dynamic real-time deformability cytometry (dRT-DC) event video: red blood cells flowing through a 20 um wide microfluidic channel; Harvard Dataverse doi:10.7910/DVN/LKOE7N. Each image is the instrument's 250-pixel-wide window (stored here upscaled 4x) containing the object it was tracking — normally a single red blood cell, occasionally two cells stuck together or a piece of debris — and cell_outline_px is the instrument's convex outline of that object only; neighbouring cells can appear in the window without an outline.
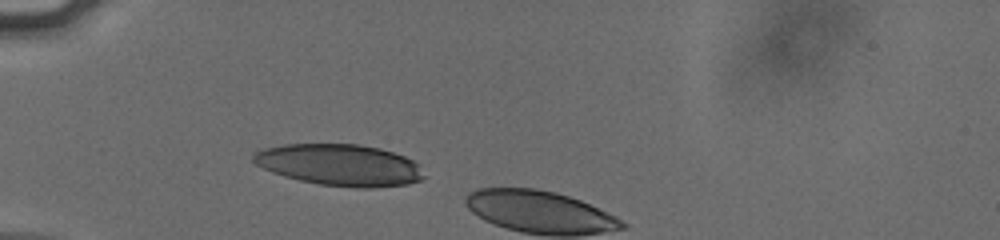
{"species": "human", "species_latin": "Homo sapiens", "temperature_condition": "cold", "stored_images_in_passage": 4, "camera_frame_rate_fps": 3000, "um_per_image_px": 0.085, "donor": {"sex": "male"}, "frame": {"image": 1, "passage_image": 1, "time_ms": 0.0, "image_size_px": [1000, 240], "cell_outline_px": [[424, 176], [420, 180], [408, 184], [372, 188], [356, 188], [320, 184], [300, 180], [284, 176], [272, 172], [256, 164], [252, 160], [252, 156], [256, 152], [264, 148], [284, 144], [360, 144], [380, 148], [404, 156], [420, 164]], "centroid_in_image_um": [28.89, 14.02], "position_along_channel_um": 56.1, "area_um2": 41.33}}